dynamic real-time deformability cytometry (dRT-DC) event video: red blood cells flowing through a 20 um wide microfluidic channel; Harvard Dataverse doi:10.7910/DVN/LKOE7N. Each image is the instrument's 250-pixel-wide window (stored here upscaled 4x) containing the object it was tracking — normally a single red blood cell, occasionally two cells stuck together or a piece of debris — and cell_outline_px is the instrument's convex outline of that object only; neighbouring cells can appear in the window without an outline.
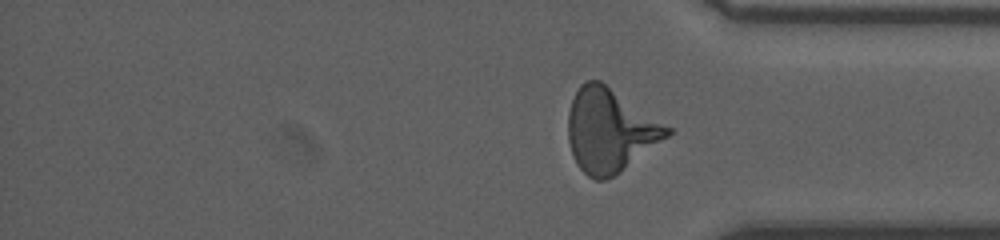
{"species": "human", "species_latin": "Homo sapiens", "temperature_condition": "room temperature", "stored_images_in_passage": 37, "segment_of_instrument_passage": [2, 2], "camera_frame_rate_fps": 3000, "um_per_image_px": 0.085, "donor": {"sex": "male"}, "frame": {"image": 1, "passage_image": 37, "time_ms": 17.333, "image_size_px": [1000, 240], "cell_outline_px": [[672, 132], [668, 136], [620, 172], [604, 180], [596, 180], [588, 176], [576, 164], [568, 140], [568, 112], [572, 100], [580, 84], [588, 80], [600, 80], [672, 128]], "centroid_in_image_um": [51.83, 11.07], "position_along_channel_um": 383.4, "area_um2": 47.69}}